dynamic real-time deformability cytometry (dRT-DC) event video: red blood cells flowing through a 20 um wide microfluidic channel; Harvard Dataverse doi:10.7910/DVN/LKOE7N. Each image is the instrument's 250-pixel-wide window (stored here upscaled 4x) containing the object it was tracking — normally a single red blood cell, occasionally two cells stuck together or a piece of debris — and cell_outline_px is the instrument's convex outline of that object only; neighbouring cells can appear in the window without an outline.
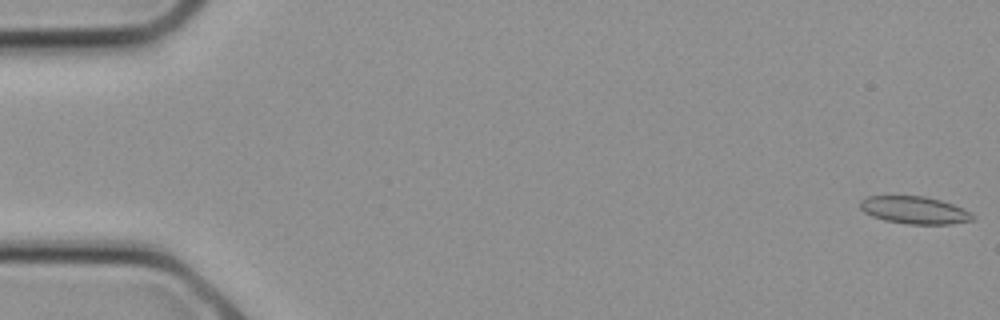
{"species": "common noctule bat (a hibernating species)", "species_latin": "Nyctalus noctula", "temperature_condition": "cold", "stored_images_in_passage": 15, "camera_frame_rate_fps": 3000, "um_per_image_px": 0.085, "animal": {"sex": "female", "body_mass_g": 21.9}, "frame": {"image": 1, "passage_image": 1, "time_ms": 0.0, "image_size_px": [1000, 320], "cell_outline_px": [[976, 216], [972, 220], [948, 224], [908, 224], [884, 220], [872, 216], [864, 212], [860, 208], [860, 200], [868, 196], [924, 196], [940, 200], [964, 208], [972, 212]], "centroid_in_image_um": [77.74, 17.86], "position_along_channel_um": 7.3, "area_um2": 18.03}}
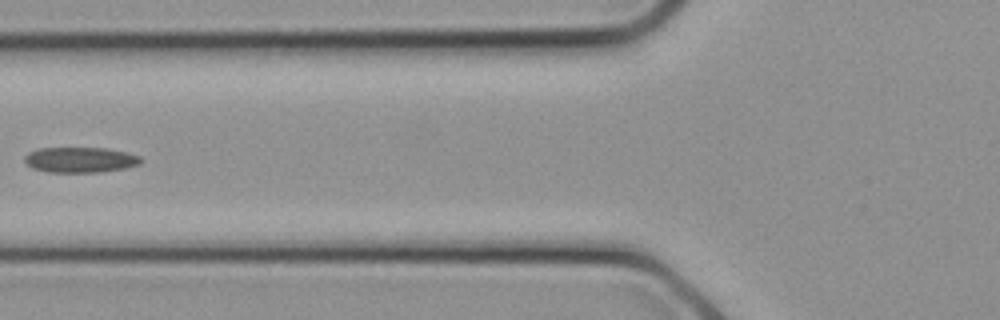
{"frame": {"image": 2, "passage_image": 11, "time_ms": 3.333, "image_size_px": [1000, 320], "cell_outline_px": [[144, 160], [140, 164], [124, 168], [100, 172], [48, 172], [32, 168], [24, 160], [24, 156], [28, 152], [40, 148], [108, 148], [128, 152], [140, 156]], "centroid_in_image_um": [6.85, 13.58], "position_along_channel_um": 119.0, "area_um2": 17.34}}
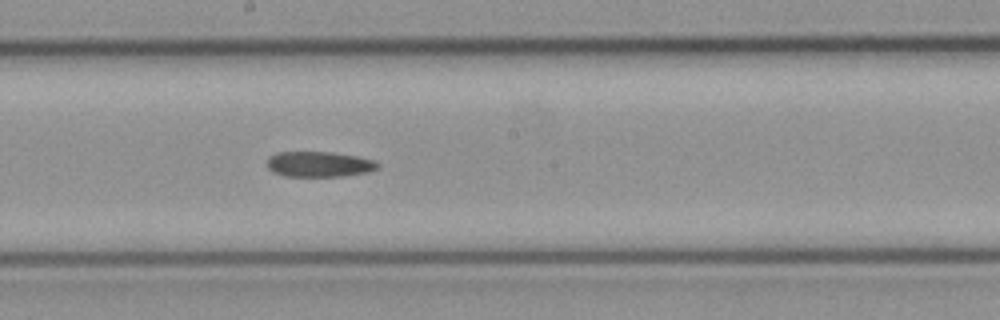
{"frame": {"image": 3, "passage_image": 15, "time_ms": 4.667, "image_size_px": [1000, 320], "cell_outline_px": [[380, 168], [368, 172], [344, 176], [284, 176], [272, 172], [268, 168], [268, 156], [276, 152], [332, 152], [356, 156], [376, 160], [380, 164]], "centroid_in_image_um": [27.15, 13.96], "position_along_channel_um": 221.1, "area_um2": 16.59}}